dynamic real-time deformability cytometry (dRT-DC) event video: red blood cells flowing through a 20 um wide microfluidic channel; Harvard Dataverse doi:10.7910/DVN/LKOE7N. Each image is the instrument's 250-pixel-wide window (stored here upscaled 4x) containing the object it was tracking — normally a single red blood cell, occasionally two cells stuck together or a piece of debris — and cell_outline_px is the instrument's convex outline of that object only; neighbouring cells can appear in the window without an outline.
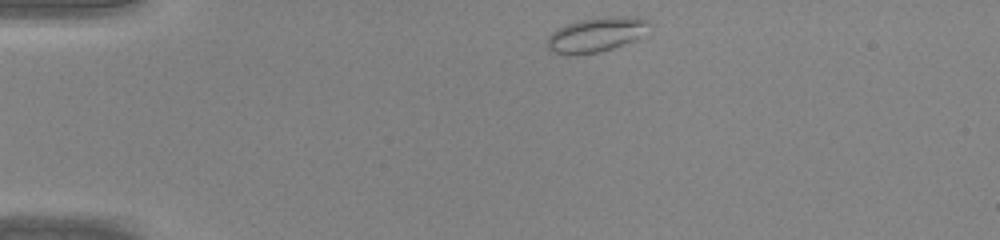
{"species": "common noctule bat (a hibernating species)", "species_latin": "Nyctalus noctula", "temperature_condition": "warm", "stored_images_in_passage": 37, "camera_frame_rate_fps": 3000, "um_per_image_px": 0.085, "animal": {"sex": "male", "body_mass_g": 20.0, "forearm_length_mm": 53.3}, "frame": {"image": 1, "passage_image": 1, "time_ms": 0.0, "image_size_px": [1000, 240], "cell_outline_px": [[652, 24], [632, 40], [612, 48], [596, 52], [576, 56], [552, 52], [548, 48], [548, 36], [556, 28], [576, 20], [608, 16], [636, 16], [648, 20]], "centroid_in_image_um": [50.62, 2.92], "position_along_channel_um": 34.4, "area_um2": 20.46}}
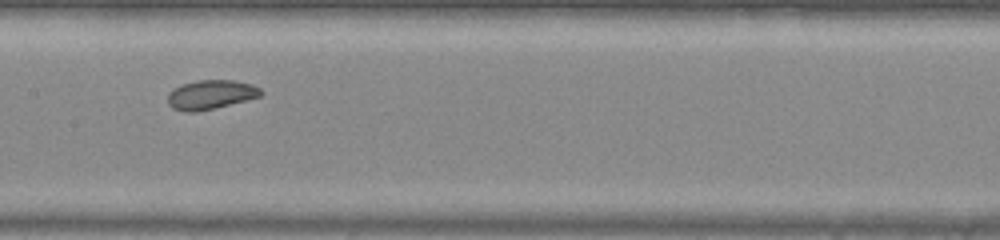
{"frame": {"image": 2, "passage_image": 15, "time_ms": 4.667, "image_size_px": [1000, 240], "cell_outline_px": [[264, 92], [260, 96], [196, 112], [184, 112], [172, 108], [168, 104], [168, 92], [172, 88], [180, 84], [196, 80], [236, 80], [252, 84], [260, 88]], "centroid_in_image_um": [17.86, 8.02], "position_along_channel_um": 189.5, "area_um2": 15.9}}
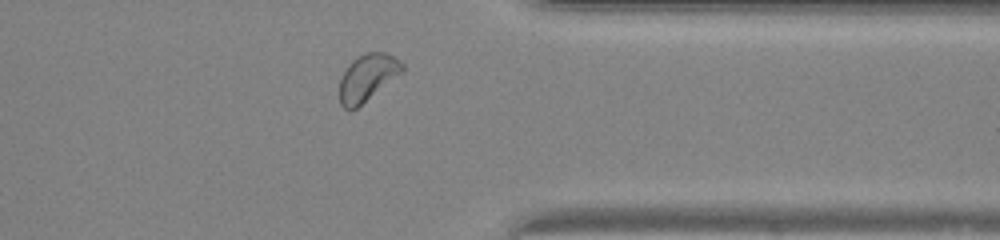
{"frame": {"image": 3, "passage_image": 28, "time_ms": 9.0, "image_size_px": [1000, 240], "cell_outline_px": [[404, 68], [400, 72], [352, 112], [348, 112], [340, 104], [340, 80], [348, 64], [352, 60], [364, 52], [384, 52], [400, 60], [404, 64]], "centroid_in_image_um": [31.18, 6.6], "position_along_channel_um": 380.2, "area_um2": 16.82}}